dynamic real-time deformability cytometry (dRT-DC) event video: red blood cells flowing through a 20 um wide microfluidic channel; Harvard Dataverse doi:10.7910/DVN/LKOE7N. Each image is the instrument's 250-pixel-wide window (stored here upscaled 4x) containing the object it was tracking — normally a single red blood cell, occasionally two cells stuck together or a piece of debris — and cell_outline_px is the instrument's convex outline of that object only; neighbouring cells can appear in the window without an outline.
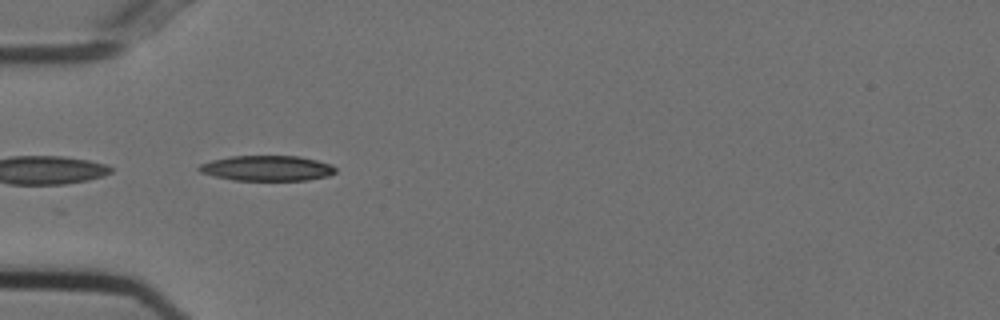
{"species": "Egyptian fruit bat (a non-hibernating species)", "species_latin": "Rousettus aegyptiacus", "temperature_condition": "cold", "stored_images_in_passage": 11, "camera_frame_rate_fps": 3000, "um_per_image_px": 0.085, "animal": {"sex": "female"}, "frame": {"image": 1, "passage_image": 2, "time_ms": 0.333, "image_size_px": [1000, 320], "cell_outline_px": [[336, 172], [328, 176], [308, 180], [232, 180], [200, 172], [196, 168], [200, 164], [212, 160], [232, 156], [300, 156], [316, 160], [328, 164], [336, 168]], "centroid_in_image_um": [22.69, 14.3], "position_along_channel_um": 62.3, "area_um2": 20.0}}
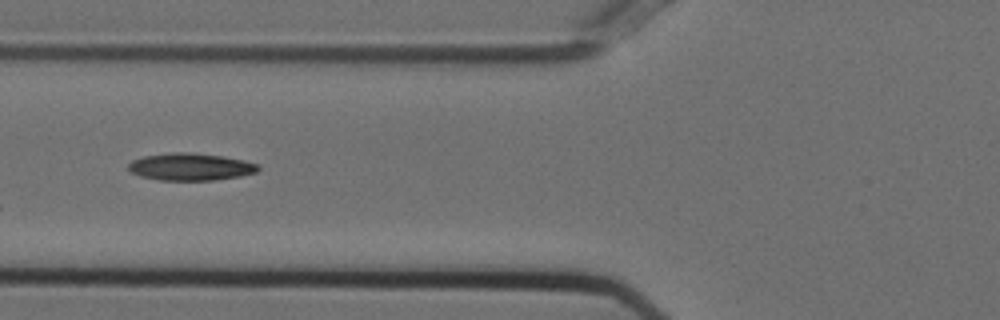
{"frame": {"image": 2, "passage_image": 6, "time_ms": 1.667, "image_size_px": [1000, 320], "cell_outline_px": [[260, 168], [256, 172], [240, 176], [212, 180], [160, 180], [140, 176], [132, 172], [128, 168], [128, 164], [132, 160], [144, 156], [172, 152], [188, 152], [224, 156], [260, 164]], "centroid_in_image_um": [16.2, 14.17], "position_along_channel_um": 109.6, "area_um2": 20.58}}